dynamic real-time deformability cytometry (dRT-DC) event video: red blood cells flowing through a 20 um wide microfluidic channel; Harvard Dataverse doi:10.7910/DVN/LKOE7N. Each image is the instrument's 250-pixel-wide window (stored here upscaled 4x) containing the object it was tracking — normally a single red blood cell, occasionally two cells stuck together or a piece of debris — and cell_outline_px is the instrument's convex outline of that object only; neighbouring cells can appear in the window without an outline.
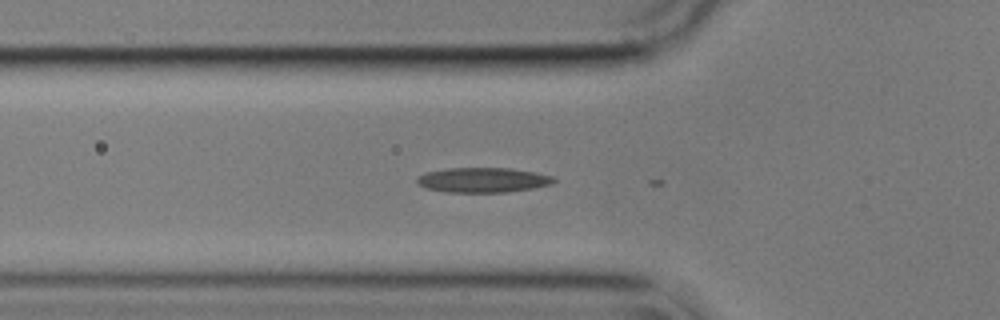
{"species": "common noctule bat (a hibernating species)", "species_latin": "Nyctalus noctula", "temperature_condition": "cold", "stored_images_in_passage": 13, "camera_frame_rate_fps": 3000, "um_per_image_px": 0.085, "animal": {"sex": "male", "body_mass_g": 17.9}, "frame": {"image": 1, "passage_image": 2, "time_ms": 0.333, "image_size_px": [1000, 320], "cell_outline_px": [[556, 180], [552, 184], [532, 188], [508, 192], [444, 192], [424, 188], [416, 184], [416, 176], [424, 172], [448, 168], [512, 168], [536, 172], [552, 176]], "centroid_in_image_um": [40.99, 15.3], "position_along_channel_um": 84.8, "area_um2": 20.11}}
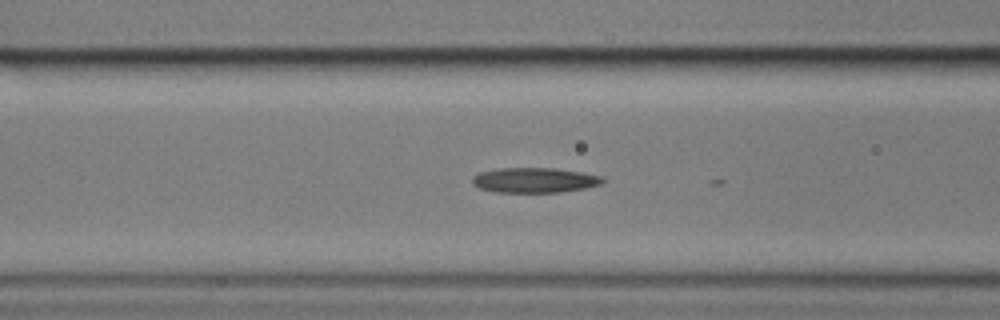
{"frame": {"image": 2, "passage_image": 5, "time_ms": 1.333, "image_size_px": [1000, 320], "cell_outline_px": [[604, 180], [600, 184], [584, 188], [560, 192], [496, 192], [480, 188], [472, 184], [472, 176], [480, 172], [500, 168], [556, 168], [604, 176]], "centroid_in_image_um": [45.42, 15.31], "position_along_channel_um": 121.2, "area_um2": 18.96}}
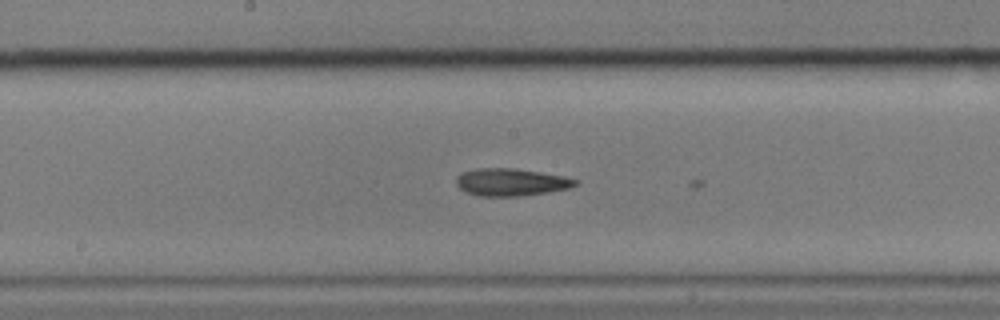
{"frame": {"image": 3, "passage_image": 12, "time_ms": 3.667, "image_size_px": [1000, 320], "cell_outline_px": [[580, 180], [576, 184], [568, 188], [548, 192], [520, 196], [476, 196], [460, 188], [456, 184], [456, 176], [464, 172], [480, 168], [516, 168], [564, 176]], "centroid_in_image_um": [43.44, 15.48], "position_along_channel_um": 204.8, "area_um2": 18.96}}